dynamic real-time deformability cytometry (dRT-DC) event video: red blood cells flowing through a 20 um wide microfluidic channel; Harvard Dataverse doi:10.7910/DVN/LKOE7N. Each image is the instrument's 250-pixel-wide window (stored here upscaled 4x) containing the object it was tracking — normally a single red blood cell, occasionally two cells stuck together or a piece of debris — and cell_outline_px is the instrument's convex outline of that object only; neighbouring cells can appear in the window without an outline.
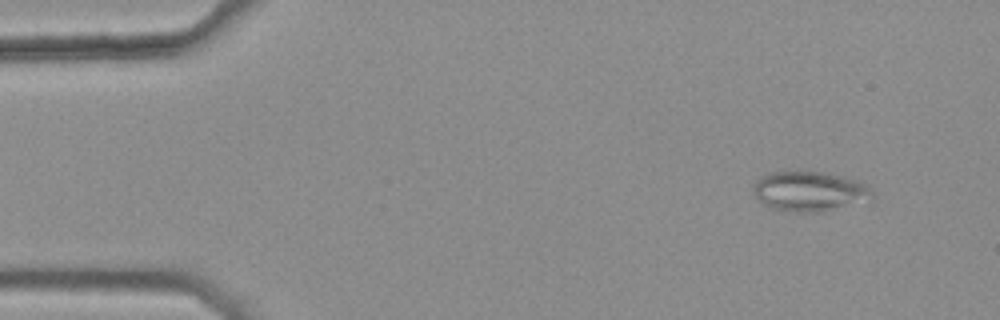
{"species": "common noctule bat (a hibernating species)", "species_latin": "Nyctalus noctula", "temperature_condition": "warm", "stored_images_in_passage": 15, "camera_frame_rate_fps": 3000, "um_per_image_px": 0.085, "animal": {"sex": "female", "body_mass_g": 25.1}, "frame": {"image": 1, "passage_image": 3, "time_ms": 0.667, "image_size_px": [1000, 320], "cell_outline_px": [[872, 204], [824, 212], [792, 212], [772, 208], [764, 204], [752, 192], [752, 188], [756, 180], [760, 176], [768, 172], [800, 168], [824, 172], [844, 176], [860, 180], [872, 192]], "centroid_in_image_um": [68.88, 16.25], "position_along_channel_um": 16.1, "area_um2": 29.42}}